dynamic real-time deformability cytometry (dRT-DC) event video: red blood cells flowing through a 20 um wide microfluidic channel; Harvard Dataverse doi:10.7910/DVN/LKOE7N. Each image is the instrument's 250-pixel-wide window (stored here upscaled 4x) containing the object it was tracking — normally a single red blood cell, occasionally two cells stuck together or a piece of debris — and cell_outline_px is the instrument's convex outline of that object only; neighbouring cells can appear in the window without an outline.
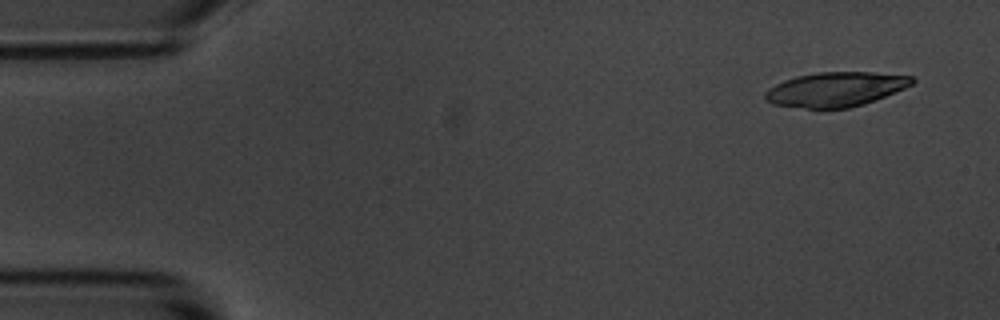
{"species": "common noctule bat (a hibernating species)", "species_latin": "Nyctalus noctula", "temperature_condition": "room temperature", "stored_images_in_passage": 4, "camera_frame_rate_fps": 3000, "um_per_image_px": 0.085, "animal": {"sex": "male", "body_mass_g": 20.1, "forearm_length_mm": 53.5}, "frame": {"image": 1, "passage_image": 1, "time_ms": 0.0, "image_size_px": [1000, 320], "cell_outline_px": [[916, 80], [912, 84], [904, 88], [876, 100], [864, 104], [848, 108], [804, 108], [772, 104], [764, 100], [764, 92], [768, 88], [784, 80], [796, 76], [820, 72], [872, 72], [916, 76]], "centroid_in_image_um": [71.03, 7.59], "position_along_channel_um": 14.0, "area_um2": 29.71}}